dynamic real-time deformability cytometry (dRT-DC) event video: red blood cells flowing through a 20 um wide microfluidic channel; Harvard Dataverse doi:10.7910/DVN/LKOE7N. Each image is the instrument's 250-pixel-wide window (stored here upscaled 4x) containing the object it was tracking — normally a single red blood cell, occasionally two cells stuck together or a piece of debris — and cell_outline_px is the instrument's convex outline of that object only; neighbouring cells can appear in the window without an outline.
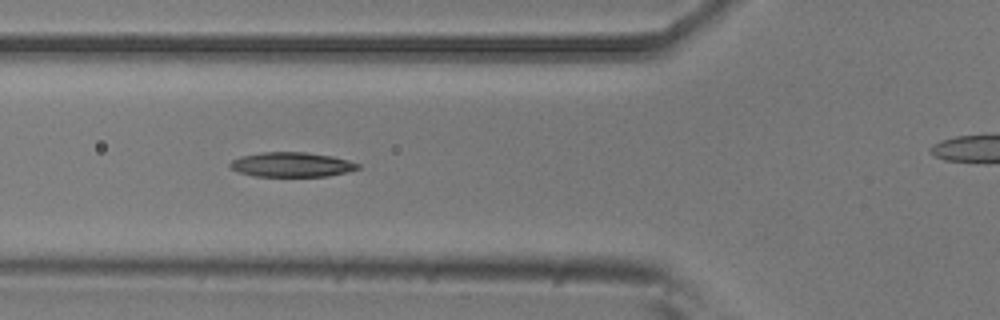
{"species": "common noctule bat (a hibernating species)", "species_latin": "Nyctalus noctula", "temperature_condition": "room temperature", "stored_images_in_passage": 11, "camera_frame_rate_fps": 3000, "um_per_image_px": 0.085, "animal": {"sex": "male", "body_mass_g": 20.5, "forearm_length_mm": 52.5}, "frame": {"image": 1, "passage_image": 5, "time_ms": 1.333, "image_size_px": [1000, 320], "cell_outline_px": [[360, 168], [328, 176], [256, 176], [240, 172], [232, 168], [228, 164], [232, 160], [240, 156], [260, 152], [304, 152], [332, 156], [348, 160], [360, 164]], "centroid_in_image_um": [24.78, 13.98], "position_along_channel_um": 101.0, "area_um2": 18.21}}
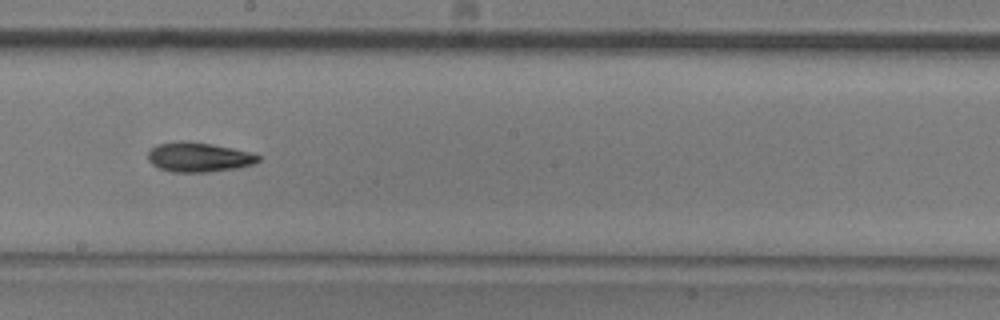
{"frame": {"image": 2, "passage_image": 8, "time_ms": 2.333, "image_size_px": [1000, 320], "cell_outline_px": [[260, 160], [252, 164], [240, 168], [208, 172], [172, 172], [160, 168], [152, 164], [148, 160], [148, 152], [156, 144], [180, 140], [212, 144], [232, 148], [248, 152], [260, 156]], "centroid_in_image_um": [16.87, 13.36], "position_along_channel_um": 231.3, "area_um2": 19.02}}
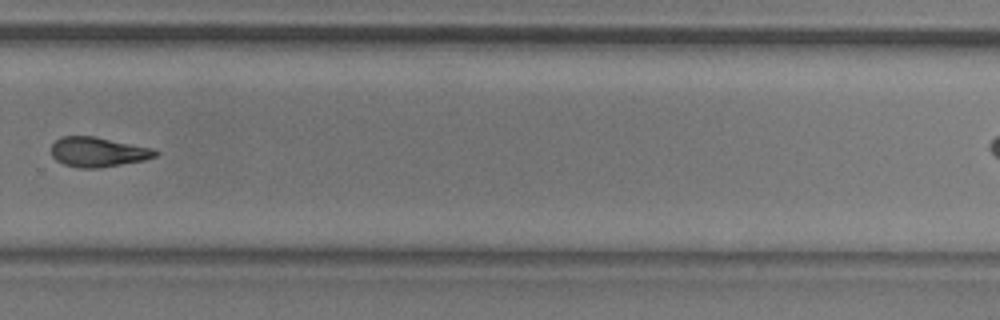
{"frame": {"image": 3, "passage_image": 10, "time_ms": 3.0, "image_size_px": [1000, 320], "cell_outline_px": [[160, 152], [156, 156], [144, 160], [96, 168], [80, 168], [64, 164], [56, 160], [52, 156], [52, 144], [60, 136], [96, 136], [152, 148]], "centroid_in_image_um": [8.32, 12.91], "position_along_channel_um": 321.5, "area_um2": 17.98}}